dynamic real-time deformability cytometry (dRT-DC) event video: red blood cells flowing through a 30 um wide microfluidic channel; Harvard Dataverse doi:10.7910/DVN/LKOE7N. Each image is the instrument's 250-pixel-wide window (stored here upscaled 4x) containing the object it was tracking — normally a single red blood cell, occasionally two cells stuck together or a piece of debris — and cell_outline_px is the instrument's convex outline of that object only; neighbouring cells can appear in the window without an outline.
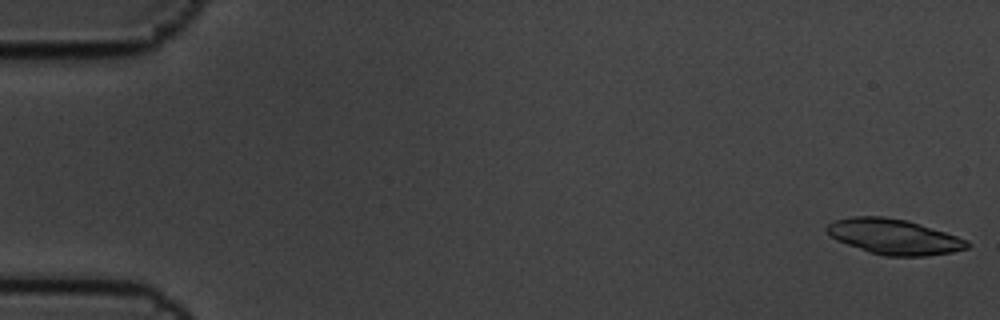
{"species": "common noctule bat (a hibernating species)", "species_latin": "Nyctalus noctula", "temperature_condition": "cold", "stored_images_in_passage": 12, "camera_frame_rate_fps": 3000, "um_per_image_px": 0.085, "animal": {"sex": "male", "body_mass_g": 19.5, "forearm_length_mm": 54.6}, "frame": {"image": 1, "passage_image": 1, "time_ms": 0.0, "image_size_px": [1000, 320], "cell_outline_px": [[972, 244], [968, 248], [952, 252], [924, 256], [884, 256], [868, 252], [836, 240], [828, 236], [824, 228], [828, 224], [836, 220], [852, 216], [884, 216], [908, 220], [968, 240]], "centroid_in_image_um": [75.96, 20.12], "position_along_channel_um": 9.0, "area_um2": 29.07}}